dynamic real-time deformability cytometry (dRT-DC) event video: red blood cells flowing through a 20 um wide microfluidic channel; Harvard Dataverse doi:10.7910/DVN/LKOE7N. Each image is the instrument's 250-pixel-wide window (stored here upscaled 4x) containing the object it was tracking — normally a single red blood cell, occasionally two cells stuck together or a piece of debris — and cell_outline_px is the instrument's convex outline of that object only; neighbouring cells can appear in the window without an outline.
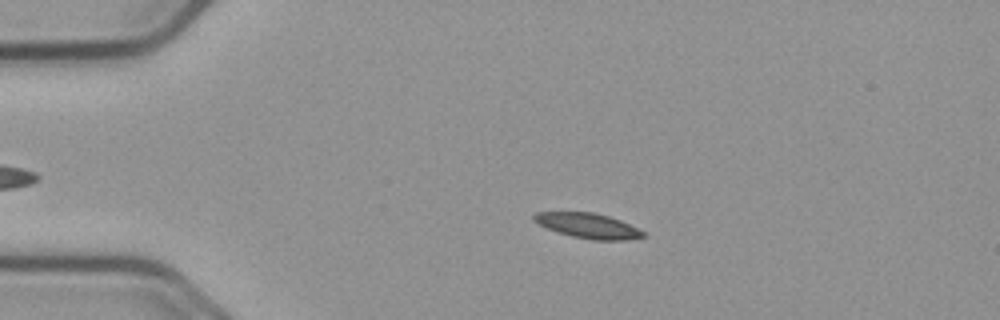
{"species": "common noctule bat (a hibernating species)", "species_latin": "Nyctalus noctula", "temperature_condition": "cold", "stored_images_in_passage": 39, "camera_frame_rate_fps": 3000, "um_per_image_px": 0.085, "animal": {"sex": "male", "body_mass_g": 23.1, "forearm_length_mm": 52.7}, "frame": {"image": 1, "passage_image": 3, "time_ms": 0.667, "image_size_px": [1000, 320], "cell_outline_px": [[648, 236], [628, 240], [592, 240], [572, 236], [556, 232], [532, 220], [532, 216], [536, 212], [592, 212], [608, 216], [620, 220], [644, 232]], "centroid_in_image_um": [49.98, 19.19], "position_along_channel_um": 35.0, "area_um2": 15.9}}
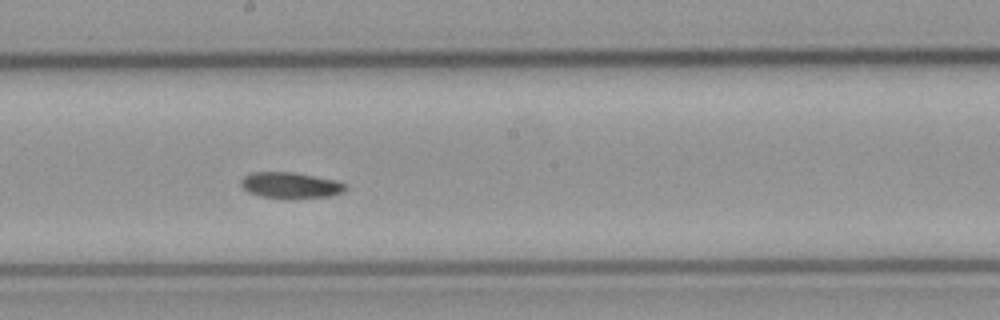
{"frame": {"image": 2, "passage_image": 22, "time_ms": 7.0, "image_size_px": [1000, 320], "cell_outline_px": [[348, 188], [344, 192], [332, 196], [292, 200], [288, 200], [260, 196], [248, 192], [240, 184], [240, 180], [244, 176], [252, 172], [296, 172], [336, 180], [348, 184]], "centroid_in_image_um": [24.75, 15.77], "position_along_channel_um": 223.5, "area_um2": 16.53}}
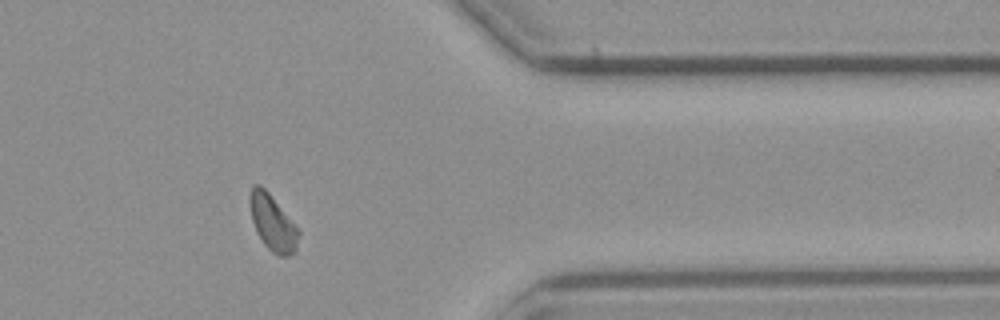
{"frame": {"image": 3, "passage_image": 37, "time_ms": 12.0, "image_size_px": [1000, 320], "cell_outline_px": [[300, 232], [296, 252], [288, 256], [280, 256], [272, 252], [264, 244], [256, 232], [252, 220], [248, 200], [248, 196], [252, 184], [260, 184], [268, 192]], "centroid_in_image_um": [23.14, 18.93], "position_along_channel_um": 388.3, "area_um2": 15.84}, "authors_computed_cell_mechanics": {"area_um2": 16.0106, "velocity_mm_per_s": 3.6571, "shape_relaxation_time_tau1_ms": 4.4694, "shape_relaxation_time_tau2_ms": null, "deformation_change_tau1": 0.0958, "deformation_change_tau2": null}}